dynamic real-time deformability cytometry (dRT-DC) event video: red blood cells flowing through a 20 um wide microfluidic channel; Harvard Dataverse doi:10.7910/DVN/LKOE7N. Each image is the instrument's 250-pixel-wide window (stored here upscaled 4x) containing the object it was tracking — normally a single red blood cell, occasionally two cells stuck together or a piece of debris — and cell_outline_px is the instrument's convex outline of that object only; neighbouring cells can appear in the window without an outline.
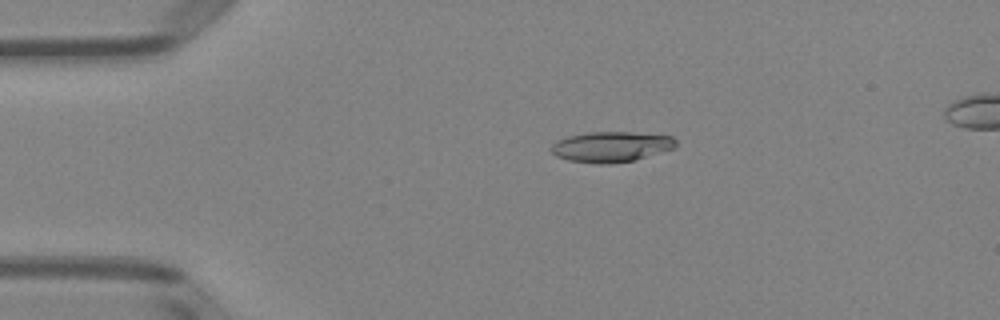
{"species": "Egyptian fruit bat (a non-hibernating species)", "species_latin": "Rousettus aegyptiacus", "temperature_condition": "room temperature", "stored_images_in_passage": 52, "segment_of_instrument_passage": [1, 2], "camera_frame_rate_fps": 3000, "um_per_image_px": 0.085, "animal": {"sex": "female"}, "frame": {"image": 1, "passage_image": 11, "time_ms": 3.333, "image_size_px": [1000, 320], "cell_outline_px": [[676, 144], [672, 148], [636, 160], [608, 164], [600, 164], [568, 160], [556, 156], [552, 152], [552, 144], [556, 140], [568, 136], [588, 132], [632, 132], [672, 136], [676, 140]], "centroid_in_image_um": [51.92, 12.47], "position_along_channel_um": 33.1, "area_um2": 22.02}}
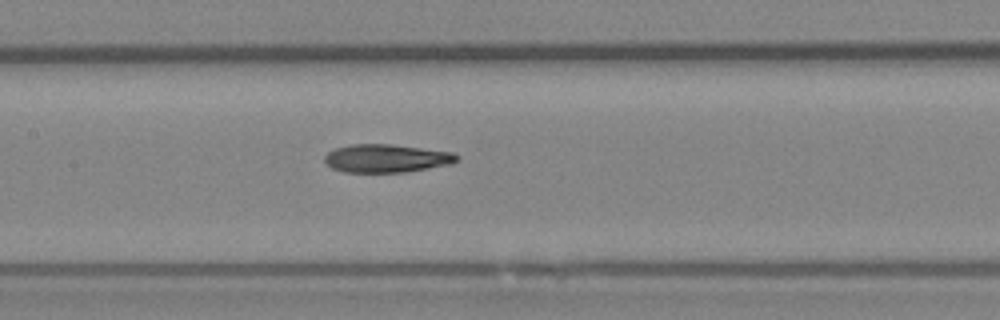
{"frame": {"image": 2, "passage_image": 25, "time_ms": 8.0, "image_size_px": [1000, 320], "cell_outline_px": [[460, 160], [452, 164], [408, 172], [344, 172], [332, 168], [324, 160], [324, 156], [328, 152], [336, 148], [352, 144], [392, 144], [452, 152], [460, 156]], "centroid_in_image_um": [32.89, 13.46], "position_along_channel_um": 174.5, "area_um2": 21.85}}
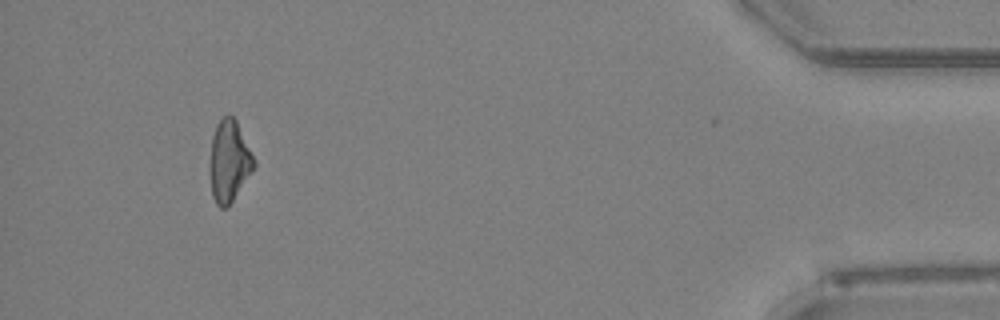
{"frame": {"image": 3, "passage_image": 48, "time_ms": 15.667, "image_size_px": [1000, 320], "cell_outline_px": [[256, 164], [252, 172], [228, 208], [220, 208], [216, 204], [212, 196], [212, 136], [216, 124], [224, 116], [232, 116], [236, 120], [256, 160]], "centroid_in_image_um": [19.52, 13.72], "position_along_channel_um": 415.7, "area_um2": 20.52}}